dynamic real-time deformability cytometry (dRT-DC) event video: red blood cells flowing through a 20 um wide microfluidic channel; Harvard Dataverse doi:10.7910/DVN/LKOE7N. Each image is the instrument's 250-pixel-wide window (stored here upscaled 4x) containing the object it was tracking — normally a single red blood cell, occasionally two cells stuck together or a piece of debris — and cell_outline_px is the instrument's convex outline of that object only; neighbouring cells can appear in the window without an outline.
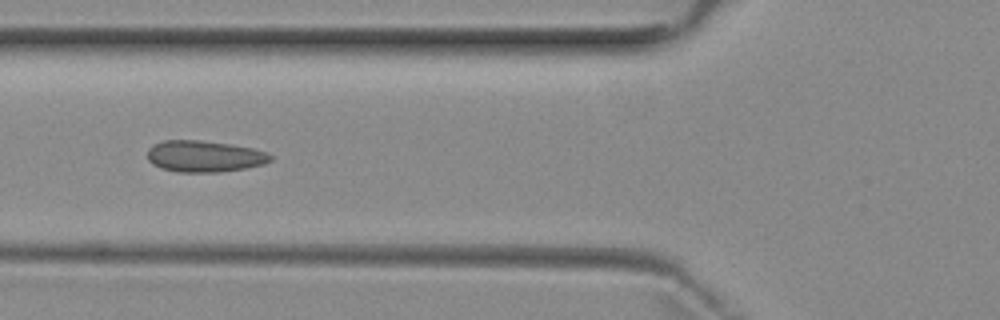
{"species": "common noctule bat (a hibernating species)", "species_latin": "Nyctalus noctula", "temperature_condition": "room temperature", "stored_images_in_passage": 5, "camera_frame_rate_fps": 3000, "um_per_image_px": 0.085, "animal": {"sex": "female", "body_mass_g": 29.2, "forearm_length_mm": 56.3}, "frame": {"image": 1, "passage_image": 5, "time_ms": 4.667, "image_size_px": [1000, 320], "cell_outline_px": [[272, 160], [264, 164], [244, 168], [220, 172], [176, 172], [160, 168], [152, 164], [148, 160], [148, 148], [152, 144], [164, 140], [200, 140], [228, 144], [252, 148], [268, 152], [272, 156]], "centroid_in_image_um": [17.35, 13.29], "position_along_channel_um": 108.5, "area_um2": 22.66}}